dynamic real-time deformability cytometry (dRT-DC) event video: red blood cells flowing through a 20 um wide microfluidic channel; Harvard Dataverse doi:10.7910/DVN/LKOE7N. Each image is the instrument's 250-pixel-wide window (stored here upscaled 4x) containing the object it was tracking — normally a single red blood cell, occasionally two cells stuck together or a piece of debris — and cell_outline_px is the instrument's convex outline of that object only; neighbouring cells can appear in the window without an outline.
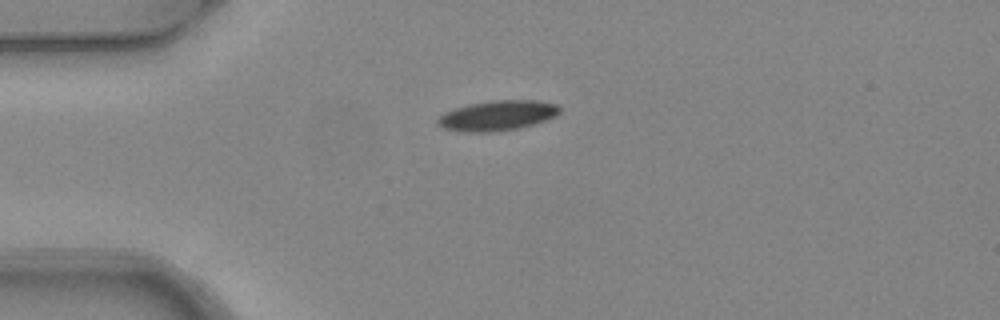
{"species": "common noctule bat (a hibernating species)", "species_latin": "Nyctalus noctula", "temperature_condition": "warm", "stored_images_in_passage": 3, "camera_frame_rate_fps": 3000, "um_per_image_px": 0.085, "animal": {"sex": "female", "body_mass_g": 24.6, "forearm_length_mm": 56.2}, "frame": {"image": 1, "passage_image": 3, "time_ms": 0.667, "image_size_px": [1000, 320], "cell_outline_px": [[560, 112], [556, 116], [532, 124], [516, 128], [492, 132], [464, 132], [444, 128], [436, 124], [436, 120], [444, 112], [468, 104], [492, 100], [536, 100], [556, 104], [560, 108]], "centroid_in_image_um": [42.25, 9.81], "position_along_channel_um": 42.8, "area_um2": 21.27}}